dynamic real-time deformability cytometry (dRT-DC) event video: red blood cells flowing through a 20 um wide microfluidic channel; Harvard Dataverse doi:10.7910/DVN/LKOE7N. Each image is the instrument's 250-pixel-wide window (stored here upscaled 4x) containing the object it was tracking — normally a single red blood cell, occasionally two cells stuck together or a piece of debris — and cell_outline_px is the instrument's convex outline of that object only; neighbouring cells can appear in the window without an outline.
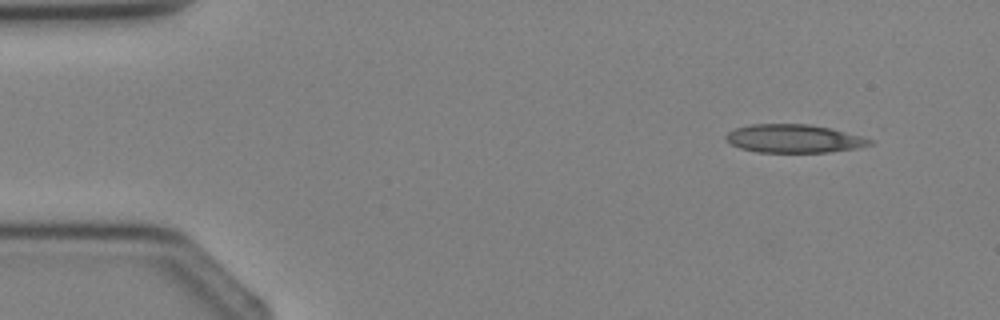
{"species": "Egyptian fruit bat (a non-hibernating species)", "species_latin": "Rousettus aegyptiacus", "temperature_condition": "cold", "stored_images_in_passage": 3, "camera_frame_rate_fps": 3000, "um_per_image_px": 0.085, "animal": {"sex": "female"}, "frame": {"image": 1, "passage_image": 1, "time_ms": 0.0, "image_size_px": [1000, 320], "cell_outline_px": [[872, 144], [860, 148], [828, 152], [756, 152], [740, 148], [724, 140], [724, 136], [728, 132], [736, 128], [752, 124], [808, 124], [832, 128], [860, 136], [872, 140]], "centroid_in_image_um": [67.47, 11.78], "position_along_channel_um": 17.5, "area_um2": 23.76}}
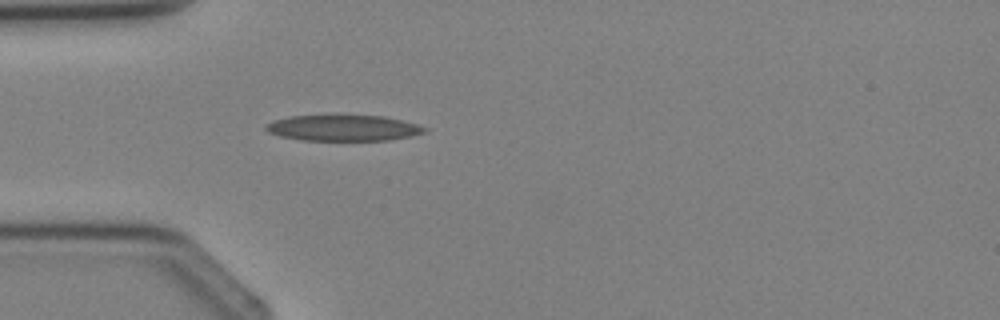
{"frame": {"image": 2, "passage_image": 3, "time_ms": 2.333, "image_size_px": [1000, 320], "cell_outline_px": [[428, 132], [412, 136], [392, 140], [300, 140], [280, 136], [268, 132], [264, 128], [264, 124], [272, 120], [288, 116], [384, 116], [416, 124], [428, 128]], "centroid_in_image_um": [29.17, 10.88], "position_along_channel_um": 55.8, "area_um2": 23.99}}